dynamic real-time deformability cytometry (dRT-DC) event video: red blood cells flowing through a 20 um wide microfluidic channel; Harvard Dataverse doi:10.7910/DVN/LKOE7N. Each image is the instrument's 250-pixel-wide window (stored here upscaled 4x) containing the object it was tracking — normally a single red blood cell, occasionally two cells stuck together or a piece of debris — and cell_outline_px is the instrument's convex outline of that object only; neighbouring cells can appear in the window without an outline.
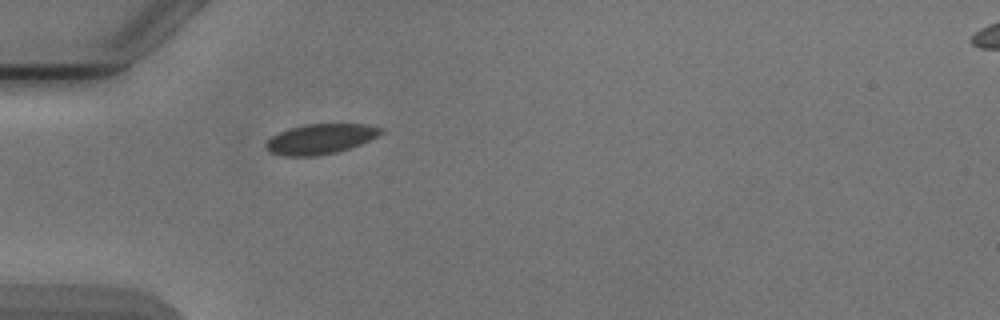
{"species": "Egyptian fruit bat (a non-hibernating species)", "species_latin": "Rousettus aegyptiacus", "temperature_condition": "cold", "stored_images_in_passage": 1, "camera_frame_rate_fps": 3000, "um_per_image_px": 0.085, "animal": {"sex": "male"}, "frame": {"image": 1, "passage_image": 1, "time_ms": 0.0, "image_size_px": [1000, 320], "cell_outline_px": [[384, 132], [360, 144], [336, 152], [316, 156], [280, 156], [268, 152], [264, 144], [272, 136], [288, 128], [304, 124], [368, 124], [384, 128]], "centroid_in_image_um": [27.2, 11.81], "position_along_channel_um": 57.8, "area_um2": 20.23}}